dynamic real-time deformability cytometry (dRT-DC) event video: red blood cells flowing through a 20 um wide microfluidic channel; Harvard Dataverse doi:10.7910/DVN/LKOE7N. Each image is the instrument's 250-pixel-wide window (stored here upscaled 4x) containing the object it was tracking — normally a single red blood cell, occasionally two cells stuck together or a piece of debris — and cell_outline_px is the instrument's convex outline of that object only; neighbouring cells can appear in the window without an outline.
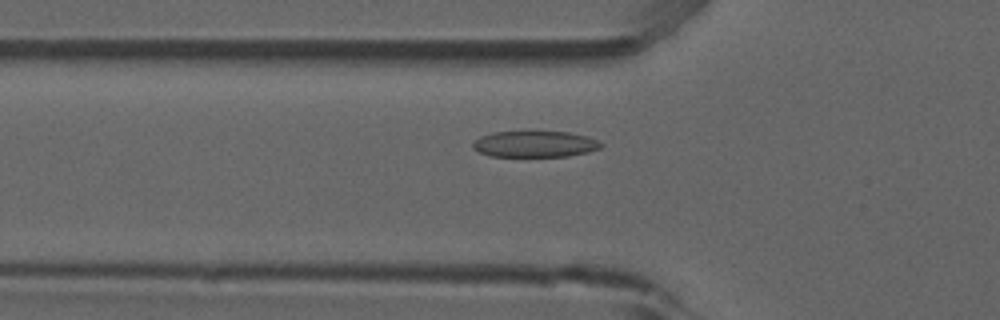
{"species": "common noctule bat (a hibernating species)", "species_latin": "Nyctalus noctula", "temperature_condition": "room temperature", "stored_images_in_passage": 54, "camera_frame_rate_fps": 3000, "um_per_image_px": 0.085, "animal": {"sex": "male", "forearm_length_mm": 52.5}, "frame": {"image": 1, "passage_image": 19, "time_ms": 6.0, "image_size_px": [1000, 320], "cell_outline_px": [[604, 144], [600, 148], [588, 152], [568, 156], [492, 156], [480, 152], [472, 148], [472, 144], [480, 136], [492, 132], [568, 132], [588, 136]], "centroid_in_image_um": [45.47, 12.24], "position_along_channel_um": 80.3, "area_um2": 19.42}}
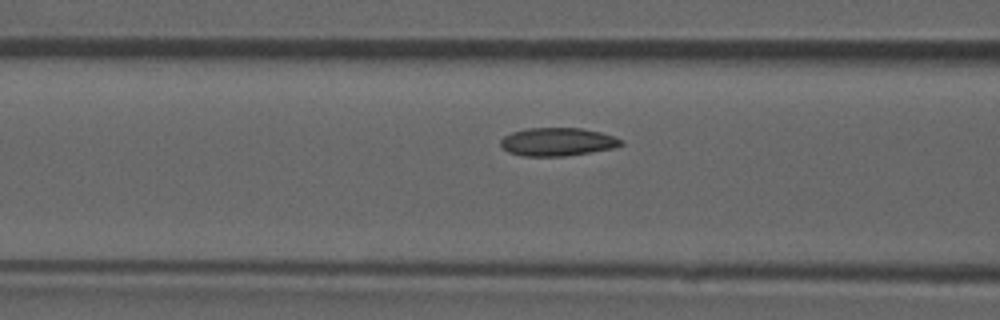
{"frame": {"image": 2, "passage_image": 22, "time_ms": 7.0, "image_size_px": [1000, 320], "cell_outline_px": [[624, 144], [616, 148], [592, 152], [564, 156], [524, 156], [508, 152], [500, 144], [500, 140], [504, 136], [512, 132], [524, 128], [580, 128], [600, 132], [624, 140]], "centroid_in_image_um": [47.4, 12.06], "position_along_channel_um": 119.2, "area_um2": 19.88}}
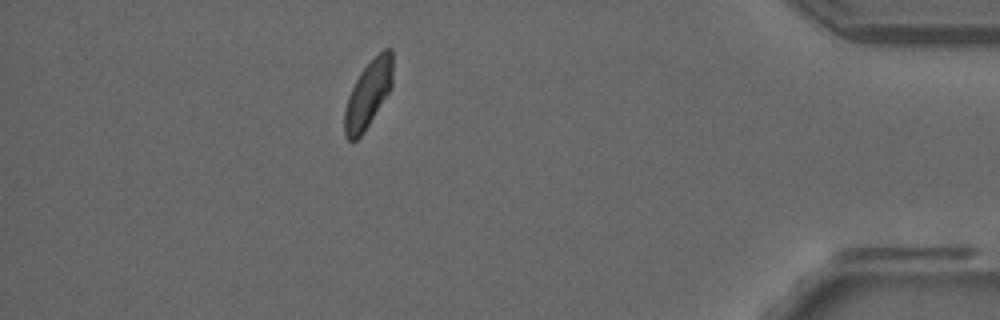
{"frame": {"image": 3, "passage_image": 48, "time_ms": 15.667, "image_size_px": [1000, 320], "cell_outline_px": [[392, 84], [388, 92], [368, 124], [360, 136], [356, 140], [348, 140], [344, 136], [344, 112], [348, 96], [360, 72], [384, 48], [392, 48]], "centroid_in_image_um": [31.27, 8.0], "position_along_channel_um": 403.9, "area_um2": 18.26}, "authors_computed_cell_mechanics": {"area_um2": 19.6809, "velocity_mm_per_s": 3.8302, "shape_relaxation_time_tau1_ms": 5.3797, "shape_relaxation_time_tau2_ms": 2.5947, "deformation_change_tau1": 0.141, "deformation_change_tau2": 0.0791}}